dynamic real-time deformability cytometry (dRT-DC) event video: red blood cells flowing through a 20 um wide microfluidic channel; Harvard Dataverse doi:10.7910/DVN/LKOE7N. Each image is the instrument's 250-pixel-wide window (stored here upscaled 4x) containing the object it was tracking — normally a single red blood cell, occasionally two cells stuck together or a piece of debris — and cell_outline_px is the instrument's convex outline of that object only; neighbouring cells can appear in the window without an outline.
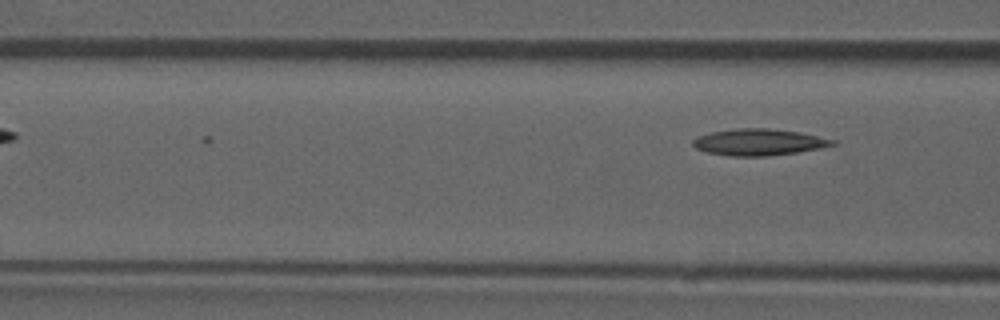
{"species": "common noctule bat (a hibernating species)", "species_latin": "Nyctalus noctula", "temperature_condition": "room temperature", "stored_images_in_passage": 6, "camera_frame_rate_fps": 3000, "um_per_image_px": 0.085, "animal": {"sex": "male", "forearm_length_mm": 52.5}, "frame": {"image": 1, "passage_image": 6, "time_ms": 1.667, "image_size_px": [1000, 320], "cell_outline_px": [[836, 144], [820, 148], [796, 152], [768, 156], [732, 156], [704, 152], [696, 148], [692, 144], [692, 140], [700, 136], [712, 132], [736, 128], [768, 128], [800, 132], [836, 140]], "centroid_in_image_um": [64.49, 12.08], "position_along_channel_um": 102.1, "area_um2": 21.5}}